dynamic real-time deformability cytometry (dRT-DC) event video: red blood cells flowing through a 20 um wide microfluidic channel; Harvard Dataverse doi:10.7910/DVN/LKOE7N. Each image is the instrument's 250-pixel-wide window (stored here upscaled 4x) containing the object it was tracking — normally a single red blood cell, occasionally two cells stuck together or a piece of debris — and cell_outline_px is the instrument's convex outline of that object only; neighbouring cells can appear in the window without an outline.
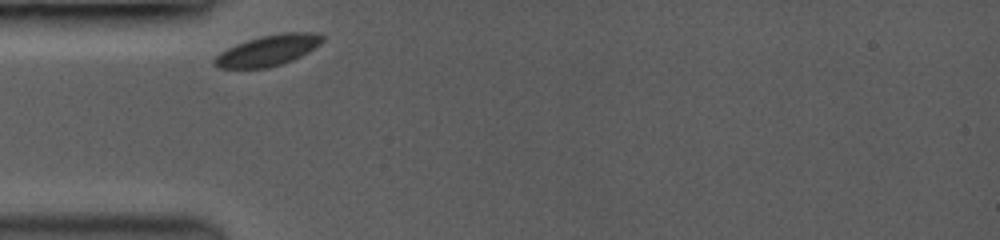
{"species": "common noctule bat (a hibernating species)", "species_latin": "Nyctalus noctula", "temperature_condition": "room temperature", "stored_images_in_passage": 5, "camera_frame_rate_fps": 3500, "um_per_image_px": 0.085, "animal": {"sex": "female", "body_mass_g": 19.0, "forearm_length_mm": 53.3}, "frame": {"image": 1, "passage_image": 1, "time_ms": 0.0, "image_size_px": [1000, 240], "cell_outline_px": [[324, 40], [320, 44], [308, 52], [292, 60], [268, 68], [220, 68], [212, 64], [212, 60], [220, 52], [236, 44], [260, 36], [280, 32], [320, 32], [324, 36]], "centroid_in_image_um": [22.8, 4.27], "position_along_channel_um": 62.2, "area_um2": 19.48}}
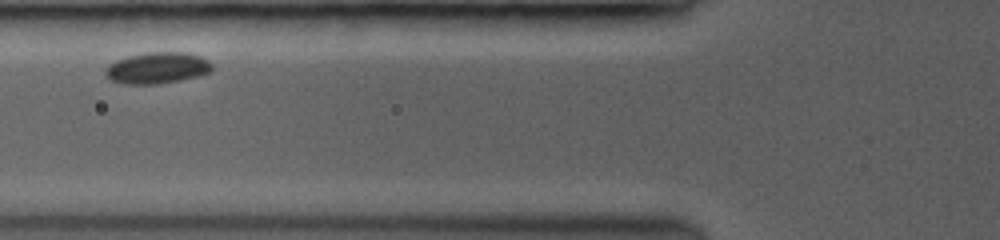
{"frame": {"image": 2, "passage_image": 4, "time_ms": 1.429, "image_size_px": [1000, 240], "cell_outline_px": [[212, 72], [180, 80], [156, 84], [124, 84], [112, 80], [104, 72], [104, 68], [108, 64], [116, 60], [128, 56], [144, 52], [188, 52], [200, 56], [208, 60], [212, 64]], "centroid_in_image_um": [13.37, 5.76], "position_along_channel_um": 112.4, "area_um2": 19.59}}